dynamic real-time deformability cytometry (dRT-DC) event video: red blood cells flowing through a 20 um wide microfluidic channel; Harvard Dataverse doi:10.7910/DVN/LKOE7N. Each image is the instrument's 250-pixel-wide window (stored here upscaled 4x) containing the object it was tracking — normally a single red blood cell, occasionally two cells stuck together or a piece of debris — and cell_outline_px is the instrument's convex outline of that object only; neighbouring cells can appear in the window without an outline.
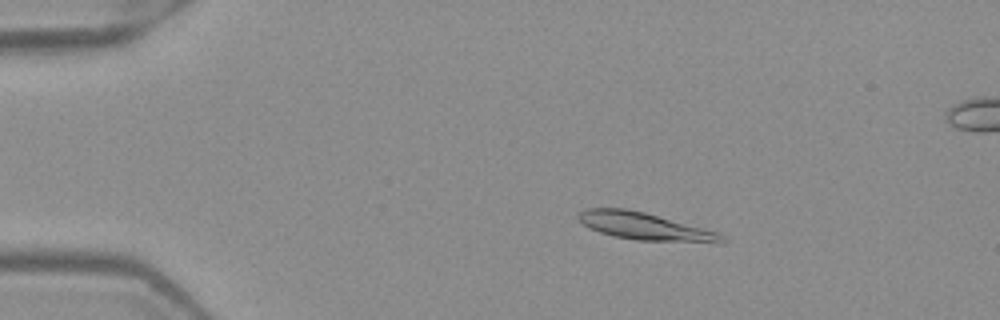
{"species": "Egyptian fruit bat (a non-hibernating species)", "species_latin": "Rousettus aegyptiacus", "temperature_condition": "warm", "stored_images_in_passage": 53, "segment_of_instrument_passage": [1, 2], "camera_frame_rate_fps": 3000, "um_per_image_px": 0.085, "frame": {"image": 1, "passage_image": 10, "time_ms": 3.0, "image_size_px": [1000, 320], "cell_outline_px": [[728, 240], [724, 244], [636, 240], [612, 236], [588, 228], [576, 216], [584, 208], [624, 208], [644, 212], [716, 232], [724, 236]], "centroid_in_image_um": [54.84, 19.26], "position_along_channel_um": 30.2, "area_um2": 23.0}}
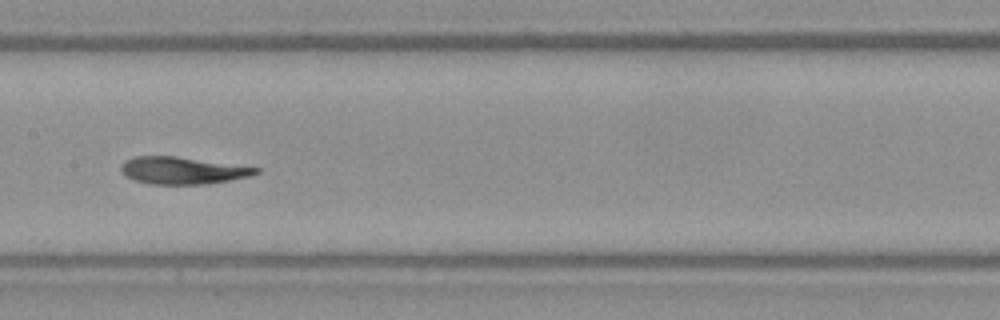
{"frame": {"image": 2, "passage_image": 27, "time_ms": 8.667, "image_size_px": [1000, 320], "cell_outline_px": [[260, 172], [248, 176], [228, 180], [204, 184], [148, 184], [136, 180], [120, 172], [120, 164], [124, 160], [132, 156], [176, 156], [260, 168]], "centroid_in_image_um": [15.45, 14.48], "position_along_channel_um": 192.0, "area_um2": 21.21}}
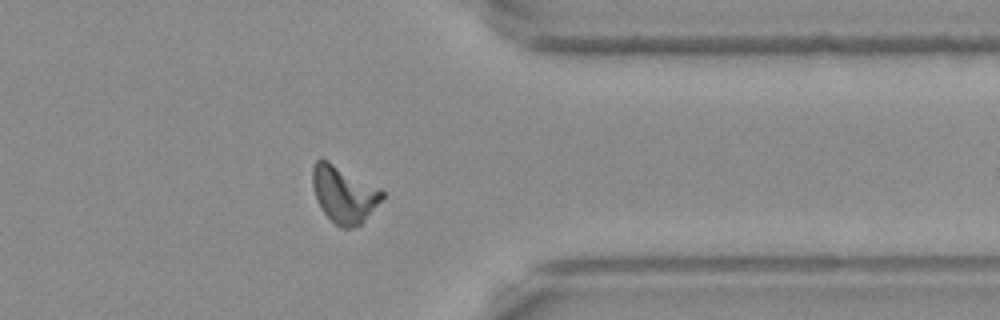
{"frame": {"image": 3, "passage_image": 42, "time_ms": 13.667, "image_size_px": [1000, 320], "cell_outline_px": [[384, 196], [364, 220], [360, 224], [352, 228], [340, 228], [324, 212], [316, 196], [312, 184], [312, 168], [316, 160], [328, 160], [380, 188], [384, 192]], "centroid_in_image_um": [29.23, 16.5], "position_along_channel_um": 382.2, "area_um2": 22.54}}